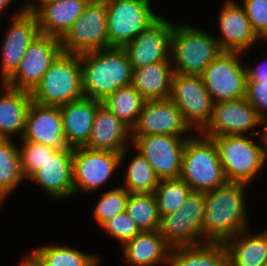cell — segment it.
Masks as SVG:
<instances>
[{"instance_id": "obj_1", "label": "cell", "mask_w": 267, "mask_h": 266, "mask_svg": "<svg viewBox=\"0 0 267 266\" xmlns=\"http://www.w3.org/2000/svg\"><path fill=\"white\" fill-rule=\"evenodd\" d=\"M249 187L245 183L227 181L205 192L206 213L202 221L204 243H225L251 227L246 208Z\"/></svg>"}, {"instance_id": "obj_2", "label": "cell", "mask_w": 267, "mask_h": 266, "mask_svg": "<svg viewBox=\"0 0 267 266\" xmlns=\"http://www.w3.org/2000/svg\"><path fill=\"white\" fill-rule=\"evenodd\" d=\"M83 95L103 101L132 82L133 69L123 48L110 47L80 55Z\"/></svg>"}, {"instance_id": "obj_3", "label": "cell", "mask_w": 267, "mask_h": 266, "mask_svg": "<svg viewBox=\"0 0 267 266\" xmlns=\"http://www.w3.org/2000/svg\"><path fill=\"white\" fill-rule=\"evenodd\" d=\"M189 24H173L170 61L174 73L201 76L222 50L214 34Z\"/></svg>"}, {"instance_id": "obj_4", "label": "cell", "mask_w": 267, "mask_h": 266, "mask_svg": "<svg viewBox=\"0 0 267 266\" xmlns=\"http://www.w3.org/2000/svg\"><path fill=\"white\" fill-rule=\"evenodd\" d=\"M179 178L198 192L214 190L227 182L212 138L199 132L187 138Z\"/></svg>"}, {"instance_id": "obj_5", "label": "cell", "mask_w": 267, "mask_h": 266, "mask_svg": "<svg viewBox=\"0 0 267 266\" xmlns=\"http://www.w3.org/2000/svg\"><path fill=\"white\" fill-rule=\"evenodd\" d=\"M257 140H253L254 138ZM218 149L227 181L251 185L267 166L258 136L221 135L212 137ZM262 172V173H261Z\"/></svg>"}, {"instance_id": "obj_6", "label": "cell", "mask_w": 267, "mask_h": 266, "mask_svg": "<svg viewBox=\"0 0 267 266\" xmlns=\"http://www.w3.org/2000/svg\"><path fill=\"white\" fill-rule=\"evenodd\" d=\"M80 55L62 53L31 92L32 101L61 106L83 98Z\"/></svg>"}, {"instance_id": "obj_7", "label": "cell", "mask_w": 267, "mask_h": 266, "mask_svg": "<svg viewBox=\"0 0 267 266\" xmlns=\"http://www.w3.org/2000/svg\"><path fill=\"white\" fill-rule=\"evenodd\" d=\"M105 1L109 48H123L162 16L153 11L151 0Z\"/></svg>"}, {"instance_id": "obj_8", "label": "cell", "mask_w": 267, "mask_h": 266, "mask_svg": "<svg viewBox=\"0 0 267 266\" xmlns=\"http://www.w3.org/2000/svg\"><path fill=\"white\" fill-rule=\"evenodd\" d=\"M205 192L192 191L175 212L160 216L158 232L171 248L204 244Z\"/></svg>"}, {"instance_id": "obj_9", "label": "cell", "mask_w": 267, "mask_h": 266, "mask_svg": "<svg viewBox=\"0 0 267 266\" xmlns=\"http://www.w3.org/2000/svg\"><path fill=\"white\" fill-rule=\"evenodd\" d=\"M132 146L122 154L92 150L86 147L73 148L74 195L98 192L116 171L121 168ZM81 192V193H80Z\"/></svg>"}, {"instance_id": "obj_10", "label": "cell", "mask_w": 267, "mask_h": 266, "mask_svg": "<svg viewBox=\"0 0 267 266\" xmlns=\"http://www.w3.org/2000/svg\"><path fill=\"white\" fill-rule=\"evenodd\" d=\"M105 0H90L81 16L60 39L64 53L81 55L109 48Z\"/></svg>"}, {"instance_id": "obj_11", "label": "cell", "mask_w": 267, "mask_h": 266, "mask_svg": "<svg viewBox=\"0 0 267 266\" xmlns=\"http://www.w3.org/2000/svg\"><path fill=\"white\" fill-rule=\"evenodd\" d=\"M243 56L237 51H221L205 68L201 77L214 103L245 97L247 64L240 60Z\"/></svg>"}, {"instance_id": "obj_12", "label": "cell", "mask_w": 267, "mask_h": 266, "mask_svg": "<svg viewBox=\"0 0 267 266\" xmlns=\"http://www.w3.org/2000/svg\"><path fill=\"white\" fill-rule=\"evenodd\" d=\"M170 99L180 109L185 122L200 132L208 123L214 101L201 76L173 74Z\"/></svg>"}, {"instance_id": "obj_13", "label": "cell", "mask_w": 267, "mask_h": 266, "mask_svg": "<svg viewBox=\"0 0 267 266\" xmlns=\"http://www.w3.org/2000/svg\"><path fill=\"white\" fill-rule=\"evenodd\" d=\"M191 136L148 135L131 137V146L150 163L157 177L176 179L182 170V156Z\"/></svg>"}, {"instance_id": "obj_14", "label": "cell", "mask_w": 267, "mask_h": 266, "mask_svg": "<svg viewBox=\"0 0 267 266\" xmlns=\"http://www.w3.org/2000/svg\"><path fill=\"white\" fill-rule=\"evenodd\" d=\"M62 53L60 39L39 34L28 46L19 67L5 83L17 89L32 92Z\"/></svg>"}, {"instance_id": "obj_15", "label": "cell", "mask_w": 267, "mask_h": 266, "mask_svg": "<svg viewBox=\"0 0 267 266\" xmlns=\"http://www.w3.org/2000/svg\"><path fill=\"white\" fill-rule=\"evenodd\" d=\"M261 122L257 111L245 97L220 101L214 103L211 117L199 133L209 138L221 135L258 136Z\"/></svg>"}, {"instance_id": "obj_16", "label": "cell", "mask_w": 267, "mask_h": 266, "mask_svg": "<svg viewBox=\"0 0 267 266\" xmlns=\"http://www.w3.org/2000/svg\"><path fill=\"white\" fill-rule=\"evenodd\" d=\"M11 23L1 41L0 82H5L19 67L25 51L40 34L37 17L20 8L11 14Z\"/></svg>"}, {"instance_id": "obj_17", "label": "cell", "mask_w": 267, "mask_h": 266, "mask_svg": "<svg viewBox=\"0 0 267 266\" xmlns=\"http://www.w3.org/2000/svg\"><path fill=\"white\" fill-rule=\"evenodd\" d=\"M193 132L185 122L180 109L168 98L146 100L135 126L131 129V137L148 135L192 136Z\"/></svg>"}, {"instance_id": "obj_18", "label": "cell", "mask_w": 267, "mask_h": 266, "mask_svg": "<svg viewBox=\"0 0 267 266\" xmlns=\"http://www.w3.org/2000/svg\"><path fill=\"white\" fill-rule=\"evenodd\" d=\"M172 31V21L161 16L148 29L125 45L123 49L128 55L132 69L160 61H170Z\"/></svg>"}, {"instance_id": "obj_19", "label": "cell", "mask_w": 267, "mask_h": 266, "mask_svg": "<svg viewBox=\"0 0 267 266\" xmlns=\"http://www.w3.org/2000/svg\"><path fill=\"white\" fill-rule=\"evenodd\" d=\"M223 2L217 18L221 36L215 35L218 45L222 51L249 54L248 50L250 51L252 46L261 39L253 31L244 8L239 4L240 2L235 0Z\"/></svg>"}, {"instance_id": "obj_20", "label": "cell", "mask_w": 267, "mask_h": 266, "mask_svg": "<svg viewBox=\"0 0 267 266\" xmlns=\"http://www.w3.org/2000/svg\"><path fill=\"white\" fill-rule=\"evenodd\" d=\"M29 181L39 186L54 201L74 196L73 148L57 150L27 179Z\"/></svg>"}, {"instance_id": "obj_21", "label": "cell", "mask_w": 267, "mask_h": 266, "mask_svg": "<svg viewBox=\"0 0 267 266\" xmlns=\"http://www.w3.org/2000/svg\"><path fill=\"white\" fill-rule=\"evenodd\" d=\"M22 139L58 150L68 148L59 107L40 105L32 101Z\"/></svg>"}, {"instance_id": "obj_22", "label": "cell", "mask_w": 267, "mask_h": 266, "mask_svg": "<svg viewBox=\"0 0 267 266\" xmlns=\"http://www.w3.org/2000/svg\"><path fill=\"white\" fill-rule=\"evenodd\" d=\"M129 146H131V130L104 104H101L96 111L90 138L84 147L122 154Z\"/></svg>"}, {"instance_id": "obj_23", "label": "cell", "mask_w": 267, "mask_h": 266, "mask_svg": "<svg viewBox=\"0 0 267 266\" xmlns=\"http://www.w3.org/2000/svg\"><path fill=\"white\" fill-rule=\"evenodd\" d=\"M101 104V101L83 97L59 106L68 147H84L88 143L96 111Z\"/></svg>"}, {"instance_id": "obj_24", "label": "cell", "mask_w": 267, "mask_h": 266, "mask_svg": "<svg viewBox=\"0 0 267 266\" xmlns=\"http://www.w3.org/2000/svg\"><path fill=\"white\" fill-rule=\"evenodd\" d=\"M90 0H60L49 4H35L29 11L38 21L40 34L61 39L81 16Z\"/></svg>"}, {"instance_id": "obj_25", "label": "cell", "mask_w": 267, "mask_h": 266, "mask_svg": "<svg viewBox=\"0 0 267 266\" xmlns=\"http://www.w3.org/2000/svg\"><path fill=\"white\" fill-rule=\"evenodd\" d=\"M0 139L22 138L26 126L31 92L20 90L1 82ZM14 135V136H13Z\"/></svg>"}, {"instance_id": "obj_26", "label": "cell", "mask_w": 267, "mask_h": 266, "mask_svg": "<svg viewBox=\"0 0 267 266\" xmlns=\"http://www.w3.org/2000/svg\"><path fill=\"white\" fill-rule=\"evenodd\" d=\"M129 266H169L171 248L157 231H141L122 247Z\"/></svg>"}, {"instance_id": "obj_27", "label": "cell", "mask_w": 267, "mask_h": 266, "mask_svg": "<svg viewBox=\"0 0 267 266\" xmlns=\"http://www.w3.org/2000/svg\"><path fill=\"white\" fill-rule=\"evenodd\" d=\"M224 244L229 266H264L267 263V227L257 233L249 228Z\"/></svg>"}, {"instance_id": "obj_28", "label": "cell", "mask_w": 267, "mask_h": 266, "mask_svg": "<svg viewBox=\"0 0 267 266\" xmlns=\"http://www.w3.org/2000/svg\"><path fill=\"white\" fill-rule=\"evenodd\" d=\"M171 61H160L133 69L131 85L146 99H168L173 78Z\"/></svg>"}, {"instance_id": "obj_29", "label": "cell", "mask_w": 267, "mask_h": 266, "mask_svg": "<svg viewBox=\"0 0 267 266\" xmlns=\"http://www.w3.org/2000/svg\"><path fill=\"white\" fill-rule=\"evenodd\" d=\"M169 266H229L228 252L224 243L177 247L171 249Z\"/></svg>"}, {"instance_id": "obj_30", "label": "cell", "mask_w": 267, "mask_h": 266, "mask_svg": "<svg viewBox=\"0 0 267 266\" xmlns=\"http://www.w3.org/2000/svg\"><path fill=\"white\" fill-rule=\"evenodd\" d=\"M22 182L27 180L22 173L18 145L13 139H0V206Z\"/></svg>"}, {"instance_id": "obj_31", "label": "cell", "mask_w": 267, "mask_h": 266, "mask_svg": "<svg viewBox=\"0 0 267 266\" xmlns=\"http://www.w3.org/2000/svg\"><path fill=\"white\" fill-rule=\"evenodd\" d=\"M30 251L44 266H100L99 255L83 252L70 245L37 246Z\"/></svg>"}, {"instance_id": "obj_32", "label": "cell", "mask_w": 267, "mask_h": 266, "mask_svg": "<svg viewBox=\"0 0 267 266\" xmlns=\"http://www.w3.org/2000/svg\"><path fill=\"white\" fill-rule=\"evenodd\" d=\"M146 99L130 84L102 101L130 130L135 126Z\"/></svg>"}, {"instance_id": "obj_33", "label": "cell", "mask_w": 267, "mask_h": 266, "mask_svg": "<svg viewBox=\"0 0 267 266\" xmlns=\"http://www.w3.org/2000/svg\"><path fill=\"white\" fill-rule=\"evenodd\" d=\"M134 154L124 170L121 187L133 193H153L160 179L144 156L139 152Z\"/></svg>"}, {"instance_id": "obj_34", "label": "cell", "mask_w": 267, "mask_h": 266, "mask_svg": "<svg viewBox=\"0 0 267 266\" xmlns=\"http://www.w3.org/2000/svg\"><path fill=\"white\" fill-rule=\"evenodd\" d=\"M125 212L141 231L159 229L160 216L153 193L129 192Z\"/></svg>"}, {"instance_id": "obj_35", "label": "cell", "mask_w": 267, "mask_h": 266, "mask_svg": "<svg viewBox=\"0 0 267 266\" xmlns=\"http://www.w3.org/2000/svg\"><path fill=\"white\" fill-rule=\"evenodd\" d=\"M192 191L180 178L160 180L153 192L159 216L177 211Z\"/></svg>"}, {"instance_id": "obj_36", "label": "cell", "mask_w": 267, "mask_h": 266, "mask_svg": "<svg viewBox=\"0 0 267 266\" xmlns=\"http://www.w3.org/2000/svg\"><path fill=\"white\" fill-rule=\"evenodd\" d=\"M108 190L102 191L93 210V219L98 227L113 216L125 212L127 206L129 192L125 188L116 186Z\"/></svg>"}, {"instance_id": "obj_37", "label": "cell", "mask_w": 267, "mask_h": 266, "mask_svg": "<svg viewBox=\"0 0 267 266\" xmlns=\"http://www.w3.org/2000/svg\"><path fill=\"white\" fill-rule=\"evenodd\" d=\"M18 145L22 173L27 180L58 149L29 140L19 139Z\"/></svg>"}, {"instance_id": "obj_38", "label": "cell", "mask_w": 267, "mask_h": 266, "mask_svg": "<svg viewBox=\"0 0 267 266\" xmlns=\"http://www.w3.org/2000/svg\"><path fill=\"white\" fill-rule=\"evenodd\" d=\"M105 231L112 239L119 241L121 247L129 240L133 239L141 230L126 212L117 214L104 222L100 229Z\"/></svg>"}, {"instance_id": "obj_39", "label": "cell", "mask_w": 267, "mask_h": 266, "mask_svg": "<svg viewBox=\"0 0 267 266\" xmlns=\"http://www.w3.org/2000/svg\"><path fill=\"white\" fill-rule=\"evenodd\" d=\"M240 4L251 23L253 31L267 41V0H242Z\"/></svg>"}, {"instance_id": "obj_40", "label": "cell", "mask_w": 267, "mask_h": 266, "mask_svg": "<svg viewBox=\"0 0 267 266\" xmlns=\"http://www.w3.org/2000/svg\"><path fill=\"white\" fill-rule=\"evenodd\" d=\"M245 99L262 120L267 119V81H247Z\"/></svg>"}, {"instance_id": "obj_41", "label": "cell", "mask_w": 267, "mask_h": 266, "mask_svg": "<svg viewBox=\"0 0 267 266\" xmlns=\"http://www.w3.org/2000/svg\"><path fill=\"white\" fill-rule=\"evenodd\" d=\"M254 67L246 66L247 68V81H267V60L261 63H255Z\"/></svg>"}, {"instance_id": "obj_42", "label": "cell", "mask_w": 267, "mask_h": 266, "mask_svg": "<svg viewBox=\"0 0 267 266\" xmlns=\"http://www.w3.org/2000/svg\"><path fill=\"white\" fill-rule=\"evenodd\" d=\"M260 129L261 130H259L258 136L261 143L263 156L267 161V119L262 120Z\"/></svg>"}, {"instance_id": "obj_43", "label": "cell", "mask_w": 267, "mask_h": 266, "mask_svg": "<svg viewBox=\"0 0 267 266\" xmlns=\"http://www.w3.org/2000/svg\"><path fill=\"white\" fill-rule=\"evenodd\" d=\"M19 266H44V265L31 251H29L26 254V257L23 256Z\"/></svg>"}, {"instance_id": "obj_44", "label": "cell", "mask_w": 267, "mask_h": 266, "mask_svg": "<svg viewBox=\"0 0 267 266\" xmlns=\"http://www.w3.org/2000/svg\"><path fill=\"white\" fill-rule=\"evenodd\" d=\"M14 1H15V0H0V15H1V16H4V15L2 14V12L4 13L5 10H7L6 8H8V6H9V7H12V6H10V4H12ZM1 16H0V17H1Z\"/></svg>"}, {"instance_id": "obj_45", "label": "cell", "mask_w": 267, "mask_h": 266, "mask_svg": "<svg viewBox=\"0 0 267 266\" xmlns=\"http://www.w3.org/2000/svg\"><path fill=\"white\" fill-rule=\"evenodd\" d=\"M39 0H27L23 5V10L29 11Z\"/></svg>"}, {"instance_id": "obj_46", "label": "cell", "mask_w": 267, "mask_h": 266, "mask_svg": "<svg viewBox=\"0 0 267 266\" xmlns=\"http://www.w3.org/2000/svg\"><path fill=\"white\" fill-rule=\"evenodd\" d=\"M60 0H39L36 4H49Z\"/></svg>"}]
</instances>
